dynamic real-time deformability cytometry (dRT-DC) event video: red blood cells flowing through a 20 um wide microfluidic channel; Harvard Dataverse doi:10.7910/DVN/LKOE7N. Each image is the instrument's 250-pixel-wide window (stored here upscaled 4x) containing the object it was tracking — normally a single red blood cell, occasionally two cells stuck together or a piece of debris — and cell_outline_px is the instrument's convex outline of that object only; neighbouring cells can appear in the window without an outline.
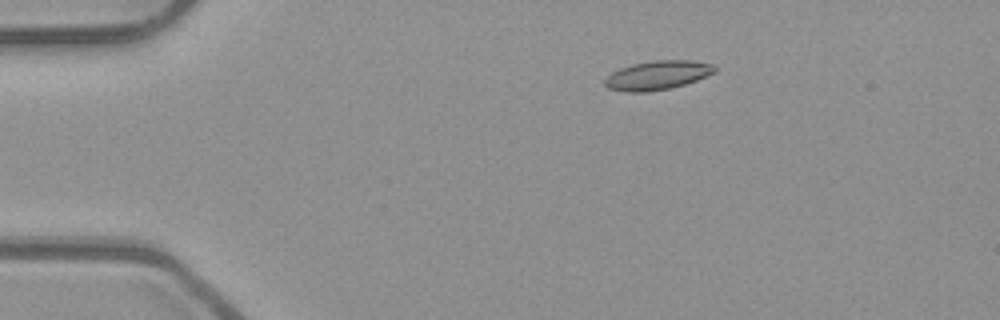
{"species": "common noctule bat (a hibernating species)", "species_latin": "Nyctalus noctula", "temperature_condition": "room temperature", "stored_images_in_passage": 51, "camera_frame_rate_fps": 3000, "um_per_image_px": 0.085, "animal": {"sex": "male", "body_mass_g": 23.1, "forearm_length_mm": 52.7}, "frame": {"image": 1, "passage_image": 8, "time_ms": 2.333, "image_size_px": [1000, 320], "cell_outline_px": [[716, 72], [696, 80], [684, 84], [668, 88], [648, 92], [628, 92], [608, 88], [604, 84], [604, 80], [612, 72], [620, 68], [632, 64], [652, 60], [692, 60], [712, 64], [716, 68]], "centroid_in_image_um": [55.88, 6.39], "position_along_channel_um": 29.1, "area_um2": 18.5}}
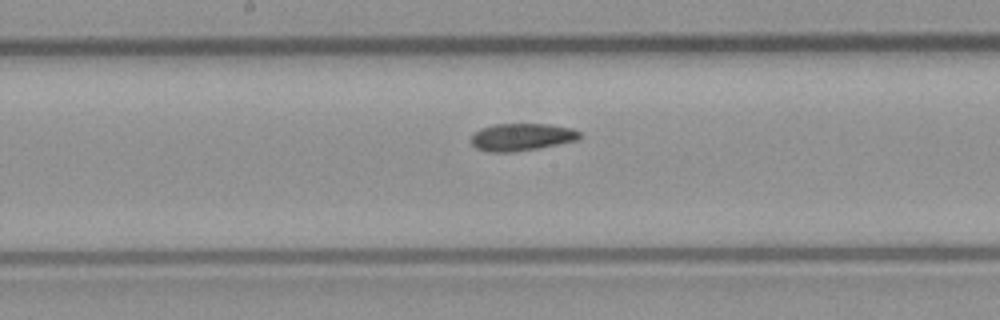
{"frame": {"image": 2, "passage_image": 26, "time_ms": 8.333, "image_size_px": [1000, 320], "cell_outline_px": [[580, 136], [576, 140], [540, 148], [516, 152], [488, 152], [476, 148], [472, 144], [472, 136], [480, 128], [492, 124], [548, 124], [572, 128], [580, 132]], "centroid_in_image_um": [44.32, 11.65], "position_along_channel_um": 203.9, "area_um2": 17.34}}
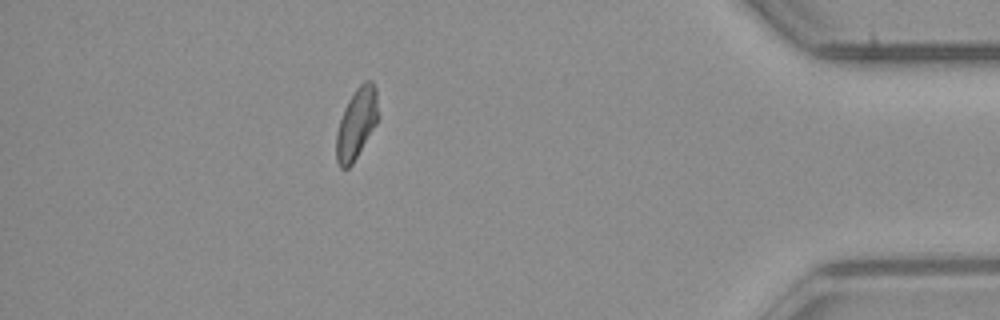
{"frame": {"image": 3, "passage_image": 45, "time_ms": 14.667, "image_size_px": [1000, 320], "cell_outline_px": [[376, 124], [352, 164], [348, 168], [340, 168], [336, 160], [336, 132], [344, 108], [348, 100], [356, 88], [364, 80], [372, 80], [376, 88]], "centroid_in_image_um": [30.27, 10.5], "position_along_channel_um": 404.9, "area_um2": 16.94}, "authors_computed_cell_mechanics": {"area_um2": 17.7446, "velocity_mm_per_s": 3.9309, "shape_relaxation_time_tau1_ms": 11.0666, "shape_relaxation_time_tau2_ms": 6.269, "deformation_change_tau1": 0.1816, "deformation_change_tau2": 0.1259}}